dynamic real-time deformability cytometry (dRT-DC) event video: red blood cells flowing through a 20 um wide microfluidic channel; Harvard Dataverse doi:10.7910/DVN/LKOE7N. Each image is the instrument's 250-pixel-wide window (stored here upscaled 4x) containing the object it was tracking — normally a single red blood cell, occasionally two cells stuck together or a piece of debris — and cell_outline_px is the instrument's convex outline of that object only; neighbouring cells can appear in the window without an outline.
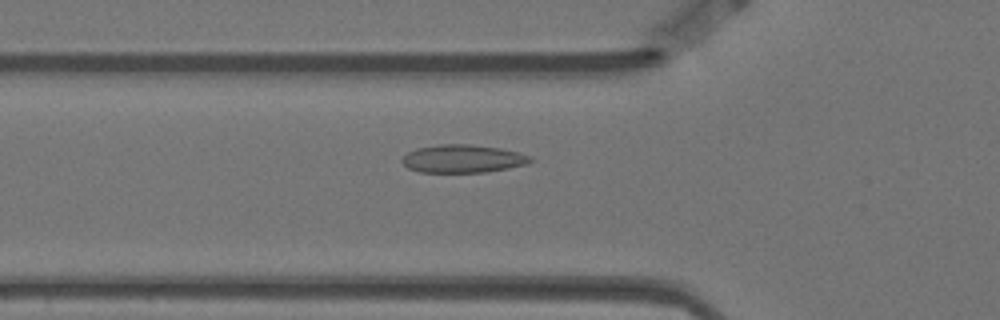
{"species": "Egyptian fruit bat (a non-hibernating species)", "species_latin": "Rousettus aegyptiacus", "temperature_condition": "warm", "stored_images_in_passage": 40, "camera_frame_rate_fps": 3000, "um_per_image_px": 0.085, "animal": {"sex": "female"}, "frame": {"image": 1, "passage_image": 13, "time_ms": 4.0, "image_size_px": [1000, 320], "cell_outline_px": [[532, 160], [524, 164], [508, 168], [484, 172], [420, 172], [408, 168], [400, 160], [408, 152], [416, 148], [440, 144], [468, 144], [500, 148], [532, 156]], "centroid_in_image_um": [39.3, 13.49], "position_along_channel_um": 86.5, "area_um2": 20.75}}
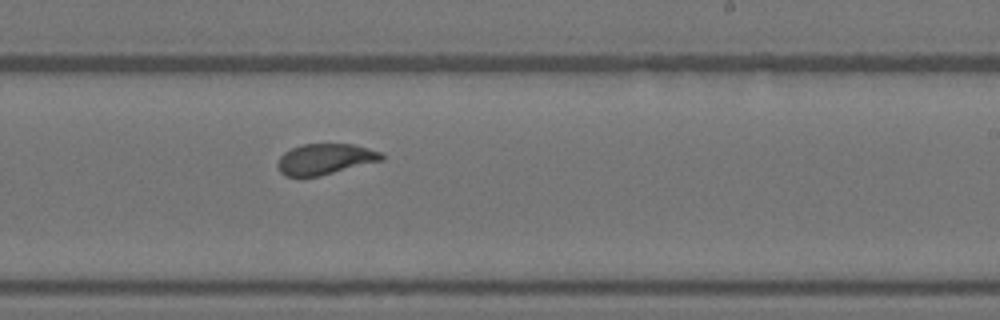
{"frame": {"image": 2, "passage_image": 28, "time_ms": 9.0, "image_size_px": [1000, 320], "cell_outline_px": [[384, 160], [320, 176], [284, 176], [280, 172], [276, 164], [280, 156], [284, 152], [292, 148], [304, 144], [352, 144], [368, 148], [380, 152], [384, 156]], "centroid_in_image_um": [27.63, 13.53], "position_along_channel_um": 261.4, "area_um2": 18.67}}
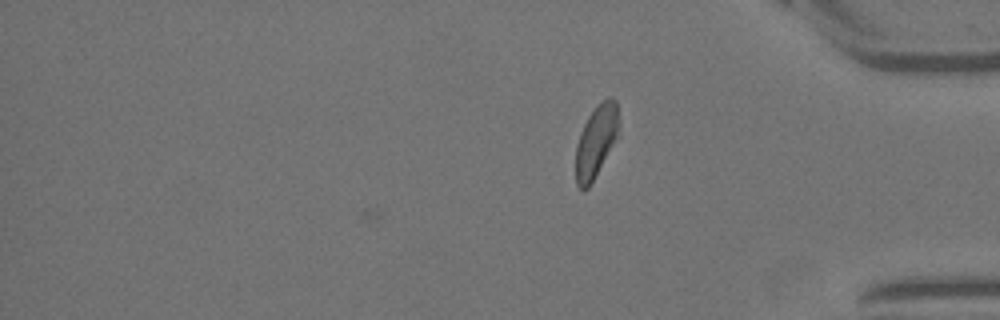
{"frame": {"image": 3, "passage_image": 40, "time_ms": 13.0, "image_size_px": [1000, 320], "cell_outline_px": [[620, 136], [588, 188], [580, 188], [576, 184], [576, 144], [580, 132], [588, 116], [596, 104], [600, 100], [608, 96], [612, 96], [616, 100]], "centroid_in_image_um": [50.7, 11.95], "position_along_channel_um": 384.5, "area_um2": 18.55}, "authors_computed_cell_mechanics": {"area_um2": 19.2763, "velocity_mm_per_s": 3.4883, "shape_relaxation_time_tau1_ms": 4.4125, "shape_relaxation_time_tau2_ms": 0.7968, "deformation_change_tau1": 0.1196, "deformation_change_tau2": 0.0641}}